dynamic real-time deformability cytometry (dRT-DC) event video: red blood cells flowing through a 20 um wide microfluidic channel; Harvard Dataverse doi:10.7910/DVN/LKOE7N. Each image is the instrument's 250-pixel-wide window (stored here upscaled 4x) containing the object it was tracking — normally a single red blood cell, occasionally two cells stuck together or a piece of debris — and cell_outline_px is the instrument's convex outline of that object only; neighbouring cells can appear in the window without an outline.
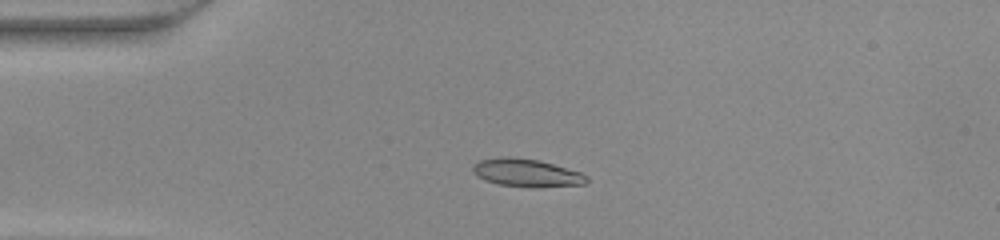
{"species": "common noctule bat (a hibernating species)", "species_latin": "Nyctalus noctula", "temperature_condition": "warm", "stored_images_in_passage": 39, "camera_frame_rate_fps": 3000, "um_per_image_px": 0.085, "animal": {"sex": "female", "body_mass_g": 22.0, "forearm_length_mm": 56.7}, "frame": {"image": 1, "passage_image": 2, "time_ms": 0.333, "image_size_px": [1000, 240], "cell_outline_px": [[588, 180], [584, 184], [536, 188], [500, 184], [484, 180], [476, 176], [472, 172], [472, 164], [480, 160], [504, 156], [508, 156], [540, 160], [580, 172], [588, 176]], "centroid_in_image_um": [44.74, 14.69], "position_along_channel_um": 40.3, "area_um2": 18.67}}
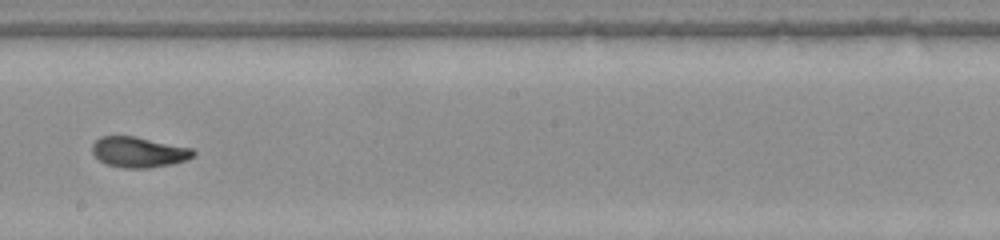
{"frame": {"image": 2, "passage_image": 18, "time_ms": 5.667, "image_size_px": [1000, 240], "cell_outline_px": [[196, 156], [188, 160], [172, 164], [148, 168], [120, 168], [108, 164], [100, 160], [92, 152], [92, 144], [100, 136], [136, 136], [192, 148], [196, 152]], "centroid_in_image_um": [11.83, 12.93], "position_along_channel_um": 236.4, "area_um2": 18.15}}
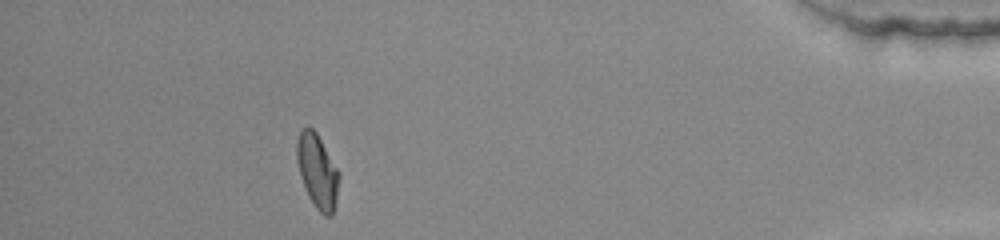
{"frame": {"image": 3, "passage_image": 34, "time_ms": 11.0, "image_size_px": [1000, 240], "cell_outline_px": [[340, 176], [336, 200], [332, 216], [324, 216], [316, 208], [308, 196], [300, 176], [296, 160], [296, 140], [300, 132], [304, 128], [312, 128], [316, 132], [340, 172]], "centroid_in_image_um": [26.98, 14.56], "position_along_channel_um": 408.2, "area_um2": 18.26}}